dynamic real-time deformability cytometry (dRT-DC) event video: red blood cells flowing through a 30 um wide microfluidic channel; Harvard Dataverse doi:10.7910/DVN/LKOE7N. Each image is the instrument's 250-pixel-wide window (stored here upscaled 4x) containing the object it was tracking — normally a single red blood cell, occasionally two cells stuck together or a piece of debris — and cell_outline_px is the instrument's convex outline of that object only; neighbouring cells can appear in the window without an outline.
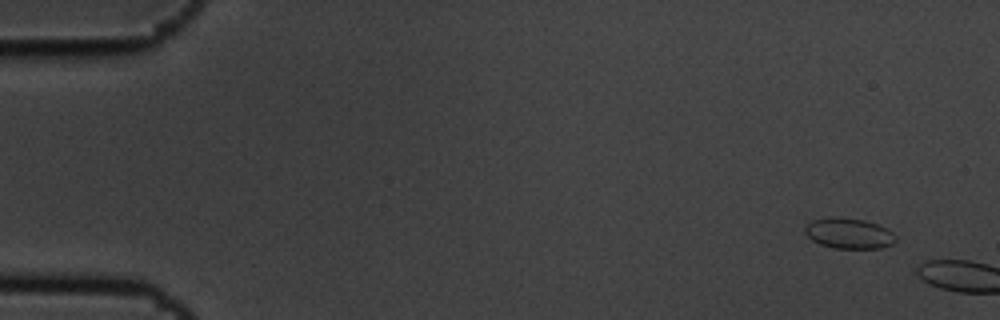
{"species": "common noctule bat (a hibernating species)", "species_latin": "Nyctalus noctula", "temperature_condition": "cold", "stored_images_in_passage": 2, "camera_frame_rate_fps": 3000, "um_per_image_px": 0.085, "animal": {"sex": "male", "body_mass_g": 19.5, "forearm_length_mm": 54.6}, "frame": {"image": 1, "passage_image": 1, "time_ms": 0.0, "image_size_px": [1000, 320], "cell_outline_px": [[896, 240], [892, 244], [880, 248], [832, 248], [820, 244], [812, 240], [804, 232], [804, 228], [812, 220], [836, 216], [864, 220], [888, 228], [896, 236]], "centroid_in_image_um": [72.15, 19.83], "position_along_channel_um": 12.8, "area_um2": 16.18}}